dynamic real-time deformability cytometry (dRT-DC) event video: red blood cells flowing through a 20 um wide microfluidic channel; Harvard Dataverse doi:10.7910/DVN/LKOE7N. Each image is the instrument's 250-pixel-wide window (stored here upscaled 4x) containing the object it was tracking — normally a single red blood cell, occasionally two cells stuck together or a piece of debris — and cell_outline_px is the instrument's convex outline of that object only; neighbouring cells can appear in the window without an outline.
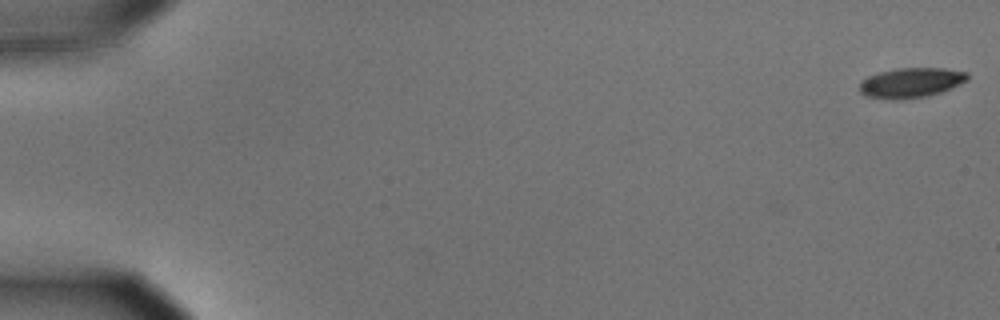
{"species": "common noctule bat (a hibernating species)", "species_latin": "Nyctalus noctula", "temperature_condition": "cold", "stored_images_in_passage": 55, "camera_frame_rate_fps": 3000, "um_per_image_px": 0.085, "animal": {"sex": "male", "body_mass_g": 15.6}, "frame": {"image": 1, "passage_image": 1, "time_ms": 0.0, "image_size_px": [1000, 320], "cell_outline_px": [[968, 80], [952, 88], [928, 96], [904, 100], [892, 100], [868, 96], [860, 92], [860, 84], [868, 76], [880, 72], [896, 68], [944, 68], [968, 72]], "centroid_in_image_um": [77.47, 7.03], "position_along_channel_um": 7.5, "area_um2": 18.9}}
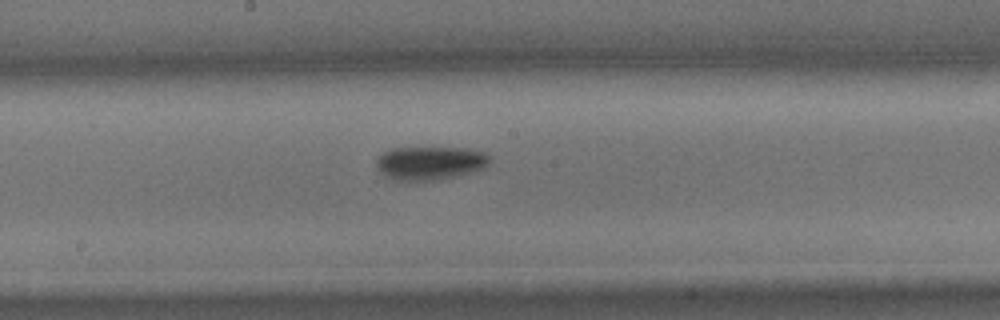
{"frame": {"image": 2, "passage_image": 31, "time_ms": 10.0, "image_size_px": [1000, 320], "cell_outline_px": [[492, 160], [484, 168], [456, 176], [432, 180], [396, 180], [380, 172], [376, 164], [376, 160], [380, 152], [392, 148], [468, 148], [484, 152], [492, 156]], "centroid_in_image_um": [36.57, 13.83], "position_along_channel_um": 211.6, "area_um2": 22.14}}
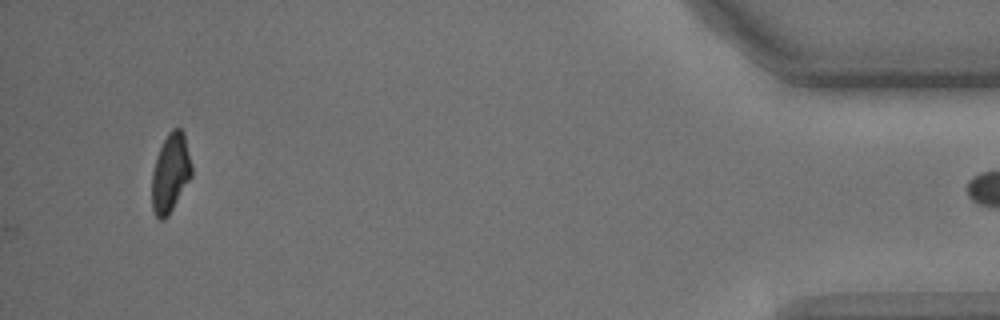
{"frame": {"image": 3, "passage_image": 54, "time_ms": 17.667, "image_size_px": [1000, 320], "cell_outline_px": [[192, 176], [168, 216], [164, 220], [160, 220], [156, 216], [152, 208], [152, 172], [156, 156], [168, 132], [172, 128], [180, 128], [184, 132], [192, 164]], "centroid_in_image_um": [14.49, 14.69], "position_along_channel_um": 420.7, "area_um2": 18.38}}